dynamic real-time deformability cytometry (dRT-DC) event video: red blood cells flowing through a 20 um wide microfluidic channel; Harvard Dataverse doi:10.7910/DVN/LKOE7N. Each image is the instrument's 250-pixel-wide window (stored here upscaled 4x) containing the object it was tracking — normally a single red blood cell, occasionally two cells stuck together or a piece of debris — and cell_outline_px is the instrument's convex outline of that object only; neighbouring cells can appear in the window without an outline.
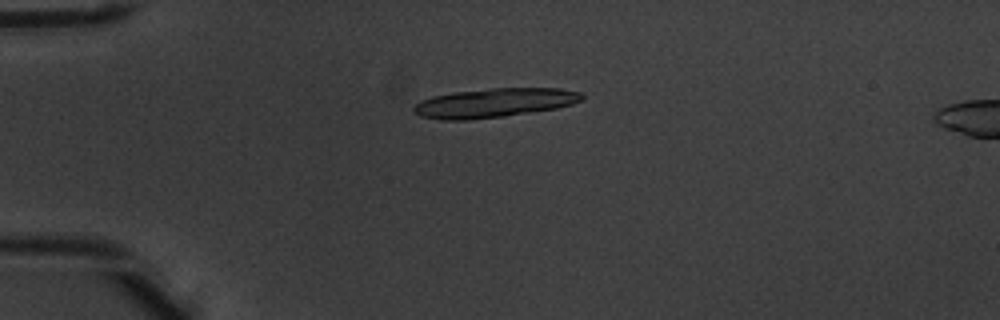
{"species": "common noctule bat (a hibernating species)", "species_latin": "Nyctalus noctula", "temperature_condition": "warm", "stored_images_in_passage": 6, "camera_frame_rate_fps": 3000, "um_per_image_px": 0.085, "animal": {"sex": "male", "body_mass_g": 20.1, "forearm_length_mm": 53.5}, "frame": {"image": 1, "passage_image": 4, "time_ms": 1.0, "image_size_px": [1000, 320], "cell_outline_px": [[584, 96], [580, 100], [572, 104], [556, 108], [532, 112], [504, 116], [468, 120], [440, 120], [420, 116], [412, 112], [412, 108], [420, 100], [432, 96], [452, 92], [492, 88], [560, 88], [580, 92]], "centroid_in_image_um": [41.96, 8.74], "position_along_channel_um": 43.0, "area_um2": 28.67}}